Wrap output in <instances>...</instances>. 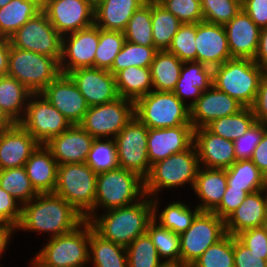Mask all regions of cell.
<instances>
[{
    "mask_svg": "<svg viewBox=\"0 0 267 267\" xmlns=\"http://www.w3.org/2000/svg\"><path fill=\"white\" fill-rule=\"evenodd\" d=\"M84 217L65 199L55 193H39L22 205L16 230L48 233L54 238L73 231Z\"/></svg>",
    "mask_w": 267,
    "mask_h": 267,
    "instance_id": "obj_1",
    "label": "cell"
},
{
    "mask_svg": "<svg viewBox=\"0 0 267 267\" xmlns=\"http://www.w3.org/2000/svg\"><path fill=\"white\" fill-rule=\"evenodd\" d=\"M93 230L102 238L127 247L137 237L146 234L148 224L153 220L151 198L145 195L138 202L93 214L87 219Z\"/></svg>",
    "mask_w": 267,
    "mask_h": 267,
    "instance_id": "obj_2",
    "label": "cell"
},
{
    "mask_svg": "<svg viewBox=\"0 0 267 267\" xmlns=\"http://www.w3.org/2000/svg\"><path fill=\"white\" fill-rule=\"evenodd\" d=\"M90 222L84 220L73 231L49 238L30 260L31 267L89 265Z\"/></svg>",
    "mask_w": 267,
    "mask_h": 267,
    "instance_id": "obj_3",
    "label": "cell"
},
{
    "mask_svg": "<svg viewBox=\"0 0 267 267\" xmlns=\"http://www.w3.org/2000/svg\"><path fill=\"white\" fill-rule=\"evenodd\" d=\"M263 73L252 59L233 58L213 68L212 85L251 108Z\"/></svg>",
    "mask_w": 267,
    "mask_h": 267,
    "instance_id": "obj_4",
    "label": "cell"
},
{
    "mask_svg": "<svg viewBox=\"0 0 267 267\" xmlns=\"http://www.w3.org/2000/svg\"><path fill=\"white\" fill-rule=\"evenodd\" d=\"M198 168L197 150L193 144L184 152L172 154L151 165L149 175L144 179L145 195L154 198L166 188L177 189L186 184L193 189Z\"/></svg>",
    "mask_w": 267,
    "mask_h": 267,
    "instance_id": "obj_5",
    "label": "cell"
},
{
    "mask_svg": "<svg viewBox=\"0 0 267 267\" xmlns=\"http://www.w3.org/2000/svg\"><path fill=\"white\" fill-rule=\"evenodd\" d=\"M145 196L144 179L118 167L97 174L94 214L134 204Z\"/></svg>",
    "mask_w": 267,
    "mask_h": 267,
    "instance_id": "obj_6",
    "label": "cell"
},
{
    "mask_svg": "<svg viewBox=\"0 0 267 267\" xmlns=\"http://www.w3.org/2000/svg\"><path fill=\"white\" fill-rule=\"evenodd\" d=\"M97 174L84 163L58 165L54 193L70 203L87 220L94 214Z\"/></svg>",
    "mask_w": 267,
    "mask_h": 267,
    "instance_id": "obj_7",
    "label": "cell"
},
{
    "mask_svg": "<svg viewBox=\"0 0 267 267\" xmlns=\"http://www.w3.org/2000/svg\"><path fill=\"white\" fill-rule=\"evenodd\" d=\"M135 116L150 129L191 125L190 107L173 92L154 91L135 102Z\"/></svg>",
    "mask_w": 267,
    "mask_h": 267,
    "instance_id": "obj_8",
    "label": "cell"
},
{
    "mask_svg": "<svg viewBox=\"0 0 267 267\" xmlns=\"http://www.w3.org/2000/svg\"><path fill=\"white\" fill-rule=\"evenodd\" d=\"M60 73L55 58L10 46L7 75L32 93H41Z\"/></svg>",
    "mask_w": 267,
    "mask_h": 267,
    "instance_id": "obj_9",
    "label": "cell"
},
{
    "mask_svg": "<svg viewBox=\"0 0 267 267\" xmlns=\"http://www.w3.org/2000/svg\"><path fill=\"white\" fill-rule=\"evenodd\" d=\"M226 234L225 220L213 212L200 211L191 226L180 234V265L190 267L207 248Z\"/></svg>",
    "mask_w": 267,
    "mask_h": 267,
    "instance_id": "obj_10",
    "label": "cell"
},
{
    "mask_svg": "<svg viewBox=\"0 0 267 267\" xmlns=\"http://www.w3.org/2000/svg\"><path fill=\"white\" fill-rule=\"evenodd\" d=\"M135 102L122 97L88 108L79 124L95 139L112 138L134 118Z\"/></svg>",
    "mask_w": 267,
    "mask_h": 267,
    "instance_id": "obj_11",
    "label": "cell"
},
{
    "mask_svg": "<svg viewBox=\"0 0 267 267\" xmlns=\"http://www.w3.org/2000/svg\"><path fill=\"white\" fill-rule=\"evenodd\" d=\"M19 124L43 145L72 126L41 93L30 96L25 115Z\"/></svg>",
    "mask_w": 267,
    "mask_h": 267,
    "instance_id": "obj_12",
    "label": "cell"
},
{
    "mask_svg": "<svg viewBox=\"0 0 267 267\" xmlns=\"http://www.w3.org/2000/svg\"><path fill=\"white\" fill-rule=\"evenodd\" d=\"M148 127L136 116L114 138L119 167L145 179L150 172L147 153Z\"/></svg>",
    "mask_w": 267,
    "mask_h": 267,
    "instance_id": "obj_13",
    "label": "cell"
},
{
    "mask_svg": "<svg viewBox=\"0 0 267 267\" xmlns=\"http://www.w3.org/2000/svg\"><path fill=\"white\" fill-rule=\"evenodd\" d=\"M9 41L13 47L61 59L62 36L41 11L19 28Z\"/></svg>",
    "mask_w": 267,
    "mask_h": 267,
    "instance_id": "obj_14",
    "label": "cell"
},
{
    "mask_svg": "<svg viewBox=\"0 0 267 267\" xmlns=\"http://www.w3.org/2000/svg\"><path fill=\"white\" fill-rule=\"evenodd\" d=\"M42 11L62 37L94 24V6L89 0H50Z\"/></svg>",
    "mask_w": 267,
    "mask_h": 267,
    "instance_id": "obj_15",
    "label": "cell"
},
{
    "mask_svg": "<svg viewBox=\"0 0 267 267\" xmlns=\"http://www.w3.org/2000/svg\"><path fill=\"white\" fill-rule=\"evenodd\" d=\"M99 43V27L95 24L62 37L60 72L68 74L78 68L94 67Z\"/></svg>",
    "mask_w": 267,
    "mask_h": 267,
    "instance_id": "obj_16",
    "label": "cell"
},
{
    "mask_svg": "<svg viewBox=\"0 0 267 267\" xmlns=\"http://www.w3.org/2000/svg\"><path fill=\"white\" fill-rule=\"evenodd\" d=\"M41 94L72 125L80 124L89 106L68 74L60 73Z\"/></svg>",
    "mask_w": 267,
    "mask_h": 267,
    "instance_id": "obj_17",
    "label": "cell"
},
{
    "mask_svg": "<svg viewBox=\"0 0 267 267\" xmlns=\"http://www.w3.org/2000/svg\"><path fill=\"white\" fill-rule=\"evenodd\" d=\"M89 107L119 98L115 76L108 70L94 67L78 68L68 73Z\"/></svg>",
    "mask_w": 267,
    "mask_h": 267,
    "instance_id": "obj_18",
    "label": "cell"
},
{
    "mask_svg": "<svg viewBox=\"0 0 267 267\" xmlns=\"http://www.w3.org/2000/svg\"><path fill=\"white\" fill-rule=\"evenodd\" d=\"M193 143L194 128L192 125H181L162 129L148 128L147 153L150 165L172 154L184 152Z\"/></svg>",
    "mask_w": 267,
    "mask_h": 267,
    "instance_id": "obj_19",
    "label": "cell"
},
{
    "mask_svg": "<svg viewBox=\"0 0 267 267\" xmlns=\"http://www.w3.org/2000/svg\"><path fill=\"white\" fill-rule=\"evenodd\" d=\"M199 166L226 169L236 161L234 141L212 133L207 127L194 129Z\"/></svg>",
    "mask_w": 267,
    "mask_h": 267,
    "instance_id": "obj_20",
    "label": "cell"
},
{
    "mask_svg": "<svg viewBox=\"0 0 267 267\" xmlns=\"http://www.w3.org/2000/svg\"><path fill=\"white\" fill-rule=\"evenodd\" d=\"M196 61L209 67H216L231 57L223 25L205 21L196 24Z\"/></svg>",
    "mask_w": 267,
    "mask_h": 267,
    "instance_id": "obj_21",
    "label": "cell"
},
{
    "mask_svg": "<svg viewBox=\"0 0 267 267\" xmlns=\"http://www.w3.org/2000/svg\"><path fill=\"white\" fill-rule=\"evenodd\" d=\"M242 108L233 97L212 85L190 107L191 125L194 129L206 127L213 120L233 115Z\"/></svg>",
    "mask_w": 267,
    "mask_h": 267,
    "instance_id": "obj_22",
    "label": "cell"
},
{
    "mask_svg": "<svg viewBox=\"0 0 267 267\" xmlns=\"http://www.w3.org/2000/svg\"><path fill=\"white\" fill-rule=\"evenodd\" d=\"M94 139L79 124H76L60 135L52 137L45 146L51 151L58 165L84 163Z\"/></svg>",
    "mask_w": 267,
    "mask_h": 267,
    "instance_id": "obj_23",
    "label": "cell"
},
{
    "mask_svg": "<svg viewBox=\"0 0 267 267\" xmlns=\"http://www.w3.org/2000/svg\"><path fill=\"white\" fill-rule=\"evenodd\" d=\"M223 26L231 57L254 60L261 29L249 15L241 9Z\"/></svg>",
    "mask_w": 267,
    "mask_h": 267,
    "instance_id": "obj_24",
    "label": "cell"
},
{
    "mask_svg": "<svg viewBox=\"0 0 267 267\" xmlns=\"http://www.w3.org/2000/svg\"><path fill=\"white\" fill-rule=\"evenodd\" d=\"M39 145L19 123L0 131V170L23 167Z\"/></svg>",
    "mask_w": 267,
    "mask_h": 267,
    "instance_id": "obj_25",
    "label": "cell"
},
{
    "mask_svg": "<svg viewBox=\"0 0 267 267\" xmlns=\"http://www.w3.org/2000/svg\"><path fill=\"white\" fill-rule=\"evenodd\" d=\"M267 217V188L249 193L225 220L226 232L236 236L246 229L262 227Z\"/></svg>",
    "mask_w": 267,
    "mask_h": 267,
    "instance_id": "obj_26",
    "label": "cell"
},
{
    "mask_svg": "<svg viewBox=\"0 0 267 267\" xmlns=\"http://www.w3.org/2000/svg\"><path fill=\"white\" fill-rule=\"evenodd\" d=\"M213 68L198 61L183 62L173 93L191 107L212 86ZM187 99H192L188 101ZM190 102V103H187Z\"/></svg>",
    "mask_w": 267,
    "mask_h": 267,
    "instance_id": "obj_27",
    "label": "cell"
},
{
    "mask_svg": "<svg viewBox=\"0 0 267 267\" xmlns=\"http://www.w3.org/2000/svg\"><path fill=\"white\" fill-rule=\"evenodd\" d=\"M227 188L226 169L199 166L193 187L200 200L196 206L201 211L213 212L221 203Z\"/></svg>",
    "mask_w": 267,
    "mask_h": 267,
    "instance_id": "obj_28",
    "label": "cell"
},
{
    "mask_svg": "<svg viewBox=\"0 0 267 267\" xmlns=\"http://www.w3.org/2000/svg\"><path fill=\"white\" fill-rule=\"evenodd\" d=\"M27 176L38 193H54L58 164L51 151L43 144L31 154L24 165Z\"/></svg>",
    "mask_w": 267,
    "mask_h": 267,
    "instance_id": "obj_29",
    "label": "cell"
},
{
    "mask_svg": "<svg viewBox=\"0 0 267 267\" xmlns=\"http://www.w3.org/2000/svg\"><path fill=\"white\" fill-rule=\"evenodd\" d=\"M147 0H103L94 6V24L100 29L124 32L134 12Z\"/></svg>",
    "mask_w": 267,
    "mask_h": 267,
    "instance_id": "obj_30",
    "label": "cell"
},
{
    "mask_svg": "<svg viewBox=\"0 0 267 267\" xmlns=\"http://www.w3.org/2000/svg\"><path fill=\"white\" fill-rule=\"evenodd\" d=\"M151 198L153 205V220L161 227L169 229L176 234L185 232L192 224L196 215L201 211L197 206L194 210L191 205H187L183 201H172L164 206L160 212V198ZM159 213V214H158Z\"/></svg>",
    "mask_w": 267,
    "mask_h": 267,
    "instance_id": "obj_31",
    "label": "cell"
},
{
    "mask_svg": "<svg viewBox=\"0 0 267 267\" xmlns=\"http://www.w3.org/2000/svg\"><path fill=\"white\" fill-rule=\"evenodd\" d=\"M41 11L42 6L37 0H11L0 8V38L9 39Z\"/></svg>",
    "mask_w": 267,
    "mask_h": 267,
    "instance_id": "obj_32",
    "label": "cell"
},
{
    "mask_svg": "<svg viewBox=\"0 0 267 267\" xmlns=\"http://www.w3.org/2000/svg\"><path fill=\"white\" fill-rule=\"evenodd\" d=\"M89 264L93 267H128L126 247L102 238L90 224Z\"/></svg>",
    "mask_w": 267,
    "mask_h": 267,
    "instance_id": "obj_33",
    "label": "cell"
},
{
    "mask_svg": "<svg viewBox=\"0 0 267 267\" xmlns=\"http://www.w3.org/2000/svg\"><path fill=\"white\" fill-rule=\"evenodd\" d=\"M183 62L167 50H158L150 65L154 91L173 92L180 77Z\"/></svg>",
    "mask_w": 267,
    "mask_h": 267,
    "instance_id": "obj_34",
    "label": "cell"
},
{
    "mask_svg": "<svg viewBox=\"0 0 267 267\" xmlns=\"http://www.w3.org/2000/svg\"><path fill=\"white\" fill-rule=\"evenodd\" d=\"M32 94L16 78L8 75L0 77V107L15 123L23 119Z\"/></svg>",
    "mask_w": 267,
    "mask_h": 267,
    "instance_id": "obj_35",
    "label": "cell"
},
{
    "mask_svg": "<svg viewBox=\"0 0 267 267\" xmlns=\"http://www.w3.org/2000/svg\"><path fill=\"white\" fill-rule=\"evenodd\" d=\"M119 97L136 102L153 90L150 67L130 66L115 75Z\"/></svg>",
    "mask_w": 267,
    "mask_h": 267,
    "instance_id": "obj_36",
    "label": "cell"
},
{
    "mask_svg": "<svg viewBox=\"0 0 267 267\" xmlns=\"http://www.w3.org/2000/svg\"><path fill=\"white\" fill-rule=\"evenodd\" d=\"M226 173L227 187L243 189L248 194L267 187V178L251 159L236 160Z\"/></svg>",
    "mask_w": 267,
    "mask_h": 267,
    "instance_id": "obj_37",
    "label": "cell"
},
{
    "mask_svg": "<svg viewBox=\"0 0 267 267\" xmlns=\"http://www.w3.org/2000/svg\"><path fill=\"white\" fill-rule=\"evenodd\" d=\"M151 21L154 46L167 50L182 23L156 0H151Z\"/></svg>",
    "mask_w": 267,
    "mask_h": 267,
    "instance_id": "obj_38",
    "label": "cell"
},
{
    "mask_svg": "<svg viewBox=\"0 0 267 267\" xmlns=\"http://www.w3.org/2000/svg\"><path fill=\"white\" fill-rule=\"evenodd\" d=\"M256 122L253 111L243 107L237 113L213 120L206 127L214 134L235 141Z\"/></svg>",
    "mask_w": 267,
    "mask_h": 267,
    "instance_id": "obj_39",
    "label": "cell"
},
{
    "mask_svg": "<svg viewBox=\"0 0 267 267\" xmlns=\"http://www.w3.org/2000/svg\"><path fill=\"white\" fill-rule=\"evenodd\" d=\"M165 264L180 265V235L161 227L152 220L146 232Z\"/></svg>",
    "mask_w": 267,
    "mask_h": 267,
    "instance_id": "obj_40",
    "label": "cell"
},
{
    "mask_svg": "<svg viewBox=\"0 0 267 267\" xmlns=\"http://www.w3.org/2000/svg\"><path fill=\"white\" fill-rule=\"evenodd\" d=\"M0 187L21 205L28 203L39 194L32 186L24 166L0 170Z\"/></svg>",
    "mask_w": 267,
    "mask_h": 267,
    "instance_id": "obj_41",
    "label": "cell"
},
{
    "mask_svg": "<svg viewBox=\"0 0 267 267\" xmlns=\"http://www.w3.org/2000/svg\"><path fill=\"white\" fill-rule=\"evenodd\" d=\"M126 41L143 46H154L151 21V0L141 5L130 18L124 31Z\"/></svg>",
    "mask_w": 267,
    "mask_h": 267,
    "instance_id": "obj_42",
    "label": "cell"
},
{
    "mask_svg": "<svg viewBox=\"0 0 267 267\" xmlns=\"http://www.w3.org/2000/svg\"><path fill=\"white\" fill-rule=\"evenodd\" d=\"M157 51L155 46H143L125 41L109 71L115 76L130 66L150 67Z\"/></svg>",
    "mask_w": 267,
    "mask_h": 267,
    "instance_id": "obj_43",
    "label": "cell"
},
{
    "mask_svg": "<svg viewBox=\"0 0 267 267\" xmlns=\"http://www.w3.org/2000/svg\"><path fill=\"white\" fill-rule=\"evenodd\" d=\"M96 174L119 167L117 146L112 138L94 139L85 162Z\"/></svg>",
    "mask_w": 267,
    "mask_h": 267,
    "instance_id": "obj_44",
    "label": "cell"
},
{
    "mask_svg": "<svg viewBox=\"0 0 267 267\" xmlns=\"http://www.w3.org/2000/svg\"><path fill=\"white\" fill-rule=\"evenodd\" d=\"M125 41L124 32L99 28V43L95 52L94 68L109 71Z\"/></svg>",
    "mask_w": 267,
    "mask_h": 267,
    "instance_id": "obj_45",
    "label": "cell"
},
{
    "mask_svg": "<svg viewBox=\"0 0 267 267\" xmlns=\"http://www.w3.org/2000/svg\"><path fill=\"white\" fill-rule=\"evenodd\" d=\"M190 267H234V236L227 233L207 248Z\"/></svg>",
    "mask_w": 267,
    "mask_h": 267,
    "instance_id": "obj_46",
    "label": "cell"
},
{
    "mask_svg": "<svg viewBox=\"0 0 267 267\" xmlns=\"http://www.w3.org/2000/svg\"><path fill=\"white\" fill-rule=\"evenodd\" d=\"M128 267H164L155 245L146 233L126 247Z\"/></svg>",
    "mask_w": 267,
    "mask_h": 267,
    "instance_id": "obj_47",
    "label": "cell"
},
{
    "mask_svg": "<svg viewBox=\"0 0 267 267\" xmlns=\"http://www.w3.org/2000/svg\"><path fill=\"white\" fill-rule=\"evenodd\" d=\"M203 21L225 25L241 9L240 0H200Z\"/></svg>",
    "mask_w": 267,
    "mask_h": 267,
    "instance_id": "obj_48",
    "label": "cell"
},
{
    "mask_svg": "<svg viewBox=\"0 0 267 267\" xmlns=\"http://www.w3.org/2000/svg\"><path fill=\"white\" fill-rule=\"evenodd\" d=\"M195 39L196 24H182L167 51L176 55L182 62L196 61Z\"/></svg>",
    "mask_w": 267,
    "mask_h": 267,
    "instance_id": "obj_49",
    "label": "cell"
},
{
    "mask_svg": "<svg viewBox=\"0 0 267 267\" xmlns=\"http://www.w3.org/2000/svg\"><path fill=\"white\" fill-rule=\"evenodd\" d=\"M182 23L197 24L203 21L200 0H156Z\"/></svg>",
    "mask_w": 267,
    "mask_h": 267,
    "instance_id": "obj_50",
    "label": "cell"
},
{
    "mask_svg": "<svg viewBox=\"0 0 267 267\" xmlns=\"http://www.w3.org/2000/svg\"><path fill=\"white\" fill-rule=\"evenodd\" d=\"M266 129V123L255 122L244 135L234 141L236 160H245L252 157Z\"/></svg>",
    "mask_w": 267,
    "mask_h": 267,
    "instance_id": "obj_51",
    "label": "cell"
},
{
    "mask_svg": "<svg viewBox=\"0 0 267 267\" xmlns=\"http://www.w3.org/2000/svg\"><path fill=\"white\" fill-rule=\"evenodd\" d=\"M236 238L256 254L267 256V231L264 226L241 231Z\"/></svg>",
    "mask_w": 267,
    "mask_h": 267,
    "instance_id": "obj_52",
    "label": "cell"
},
{
    "mask_svg": "<svg viewBox=\"0 0 267 267\" xmlns=\"http://www.w3.org/2000/svg\"><path fill=\"white\" fill-rule=\"evenodd\" d=\"M22 205L0 187V222L17 227L21 219Z\"/></svg>",
    "mask_w": 267,
    "mask_h": 267,
    "instance_id": "obj_53",
    "label": "cell"
},
{
    "mask_svg": "<svg viewBox=\"0 0 267 267\" xmlns=\"http://www.w3.org/2000/svg\"><path fill=\"white\" fill-rule=\"evenodd\" d=\"M234 267H267L264 254H256L234 236Z\"/></svg>",
    "mask_w": 267,
    "mask_h": 267,
    "instance_id": "obj_54",
    "label": "cell"
},
{
    "mask_svg": "<svg viewBox=\"0 0 267 267\" xmlns=\"http://www.w3.org/2000/svg\"><path fill=\"white\" fill-rule=\"evenodd\" d=\"M248 193L243 189L227 187L220 205L213 211L219 218L226 220L244 201Z\"/></svg>",
    "mask_w": 267,
    "mask_h": 267,
    "instance_id": "obj_55",
    "label": "cell"
},
{
    "mask_svg": "<svg viewBox=\"0 0 267 267\" xmlns=\"http://www.w3.org/2000/svg\"><path fill=\"white\" fill-rule=\"evenodd\" d=\"M251 109L256 122L267 124V72H264L261 77L256 99Z\"/></svg>",
    "mask_w": 267,
    "mask_h": 267,
    "instance_id": "obj_56",
    "label": "cell"
},
{
    "mask_svg": "<svg viewBox=\"0 0 267 267\" xmlns=\"http://www.w3.org/2000/svg\"><path fill=\"white\" fill-rule=\"evenodd\" d=\"M242 9L260 29L267 27V0H244Z\"/></svg>",
    "mask_w": 267,
    "mask_h": 267,
    "instance_id": "obj_57",
    "label": "cell"
},
{
    "mask_svg": "<svg viewBox=\"0 0 267 267\" xmlns=\"http://www.w3.org/2000/svg\"><path fill=\"white\" fill-rule=\"evenodd\" d=\"M250 159L267 178V129L264 131L263 137Z\"/></svg>",
    "mask_w": 267,
    "mask_h": 267,
    "instance_id": "obj_58",
    "label": "cell"
},
{
    "mask_svg": "<svg viewBox=\"0 0 267 267\" xmlns=\"http://www.w3.org/2000/svg\"><path fill=\"white\" fill-rule=\"evenodd\" d=\"M264 72H267V27L262 28L260 31L257 52L254 60Z\"/></svg>",
    "mask_w": 267,
    "mask_h": 267,
    "instance_id": "obj_59",
    "label": "cell"
},
{
    "mask_svg": "<svg viewBox=\"0 0 267 267\" xmlns=\"http://www.w3.org/2000/svg\"><path fill=\"white\" fill-rule=\"evenodd\" d=\"M16 227L0 222V257L8 249L10 238L13 237ZM1 267V266H0Z\"/></svg>",
    "mask_w": 267,
    "mask_h": 267,
    "instance_id": "obj_60",
    "label": "cell"
},
{
    "mask_svg": "<svg viewBox=\"0 0 267 267\" xmlns=\"http://www.w3.org/2000/svg\"><path fill=\"white\" fill-rule=\"evenodd\" d=\"M10 46L9 39L0 38V77L6 76L8 72Z\"/></svg>",
    "mask_w": 267,
    "mask_h": 267,
    "instance_id": "obj_61",
    "label": "cell"
},
{
    "mask_svg": "<svg viewBox=\"0 0 267 267\" xmlns=\"http://www.w3.org/2000/svg\"><path fill=\"white\" fill-rule=\"evenodd\" d=\"M15 122L6 114V112L0 107V131L13 126Z\"/></svg>",
    "mask_w": 267,
    "mask_h": 267,
    "instance_id": "obj_62",
    "label": "cell"
},
{
    "mask_svg": "<svg viewBox=\"0 0 267 267\" xmlns=\"http://www.w3.org/2000/svg\"><path fill=\"white\" fill-rule=\"evenodd\" d=\"M11 0H0V8L6 6Z\"/></svg>",
    "mask_w": 267,
    "mask_h": 267,
    "instance_id": "obj_63",
    "label": "cell"
},
{
    "mask_svg": "<svg viewBox=\"0 0 267 267\" xmlns=\"http://www.w3.org/2000/svg\"><path fill=\"white\" fill-rule=\"evenodd\" d=\"M93 6H96L98 3L102 2L103 0H89Z\"/></svg>",
    "mask_w": 267,
    "mask_h": 267,
    "instance_id": "obj_64",
    "label": "cell"
},
{
    "mask_svg": "<svg viewBox=\"0 0 267 267\" xmlns=\"http://www.w3.org/2000/svg\"><path fill=\"white\" fill-rule=\"evenodd\" d=\"M38 1V3L41 5V6H43V5H45L48 1H50V0H37Z\"/></svg>",
    "mask_w": 267,
    "mask_h": 267,
    "instance_id": "obj_65",
    "label": "cell"
},
{
    "mask_svg": "<svg viewBox=\"0 0 267 267\" xmlns=\"http://www.w3.org/2000/svg\"><path fill=\"white\" fill-rule=\"evenodd\" d=\"M164 267H188V266H185V265H168V264H166Z\"/></svg>",
    "mask_w": 267,
    "mask_h": 267,
    "instance_id": "obj_66",
    "label": "cell"
},
{
    "mask_svg": "<svg viewBox=\"0 0 267 267\" xmlns=\"http://www.w3.org/2000/svg\"><path fill=\"white\" fill-rule=\"evenodd\" d=\"M264 227H265V229H266V231H267V217H266V219H265Z\"/></svg>",
    "mask_w": 267,
    "mask_h": 267,
    "instance_id": "obj_67",
    "label": "cell"
},
{
    "mask_svg": "<svg viewBox=\"0 0 267 267\" xmlns=\"http://www.w3.org/2000/svg\"><path fill=\"white\" fill-rule=\"evenodd\" d=\"M74 267H88L87 264H83V265H80V266H74Z\"/></svg>",
    "mask_w": 267,
    "mask_h": 267,
    "instance_id": "obj_68",
    "label": "cell"
}]
</instances>
